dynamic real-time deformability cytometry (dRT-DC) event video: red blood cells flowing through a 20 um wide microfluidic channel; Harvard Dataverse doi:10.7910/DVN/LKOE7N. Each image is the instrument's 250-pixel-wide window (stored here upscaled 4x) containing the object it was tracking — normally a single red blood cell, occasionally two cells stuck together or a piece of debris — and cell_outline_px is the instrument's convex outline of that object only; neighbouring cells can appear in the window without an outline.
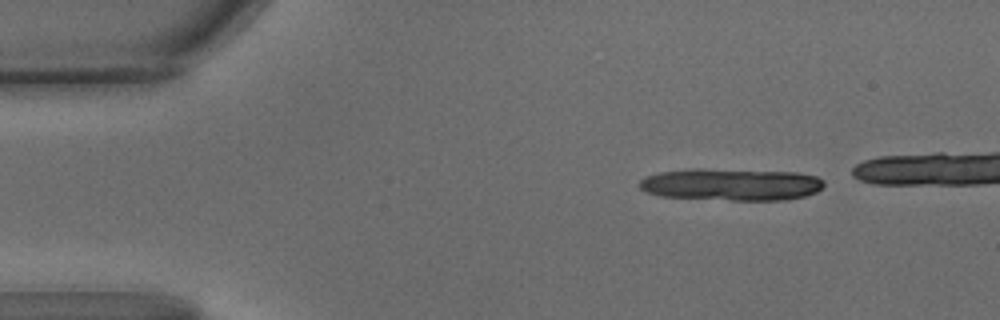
{"species": "common noctule bat (a hibernating species)", "species_latin": "Nyctalus noctula", "temperature_condition": "warm", "stored_images_in_passage": 13, "camera_frame_rate_fps": 3000, "um_per_image_px": 0.085, "animal": {"sex": "male", "body_mass_g": 15.6}, "frame": {"image": 1, "passage_image": 4, "time_ms": 1.0, "image_size_px": [1000, 320], "cell_outline_px": [[824, 184], [816, 192], [804, 196], [788, 200], [728, 200], [660, 196], [648, 192], [640, 188], [636, 184], [644, 176], [660, 172], [692, 168], [696, 168], [796, 172], [816, 176], [824, 180]], "centroid_in_image_um": [62.13, 15.67], "position_along_channel_um": 22.9, "area_um2": 34.8}}